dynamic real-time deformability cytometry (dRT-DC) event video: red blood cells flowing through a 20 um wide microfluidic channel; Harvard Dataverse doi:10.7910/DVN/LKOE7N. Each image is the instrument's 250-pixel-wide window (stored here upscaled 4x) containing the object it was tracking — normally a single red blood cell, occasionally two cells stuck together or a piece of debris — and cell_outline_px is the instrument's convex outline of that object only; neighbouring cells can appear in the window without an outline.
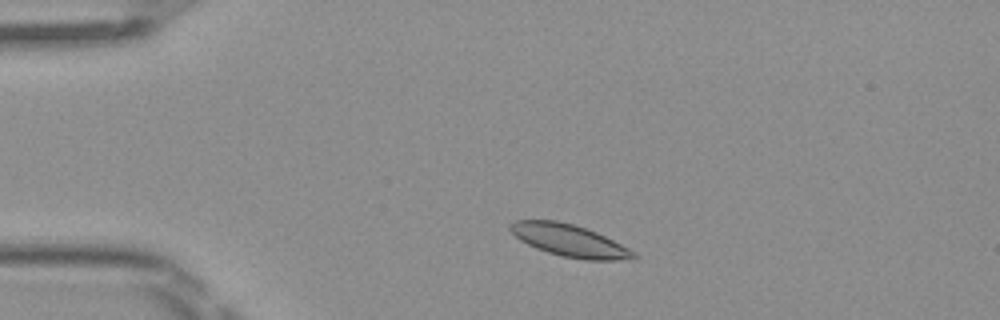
{"species": "Egyptian fruit bat (a non-hibernating species)", "species_latin": "Rousettus aegyptiacus", "temperature_condition": "room temperature", "stored_images_in_passage": 46, "camera_frame_rate_fps": 3000, "um_per_image_px": 0.085, "frame": {"image": 1, "passage_image": 6, "time_ms": 1.667, "image_size_px": [1000, 320], "cell_outline_px": [[636, 260], [584, 260], [560, 256], [536, 248], [520, 240], [508, 228], [508, 224], [516, 220], [556, 220], [572, 224], [596, 232], [628, 248], [636, 256]], "centroid_in_image_um": [48.38, 20.45], "position_along_channel_um": 36.6, "area_um2": 22.95}}
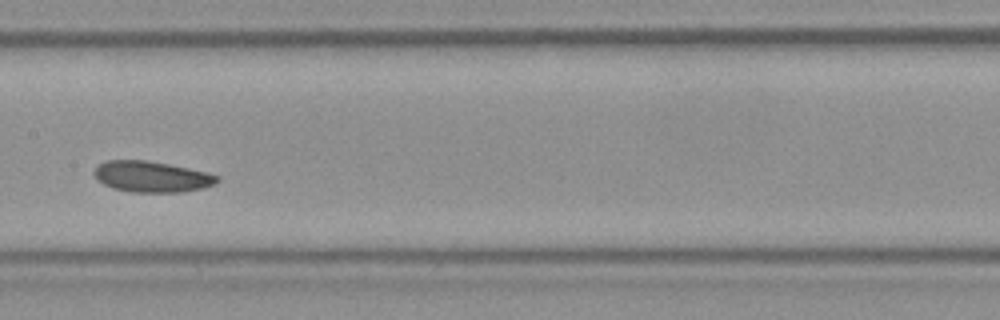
{"frame": {"image": 2, "passage_image": 21, "time_ms": 6.667, "image_size_px": [1000, 320], "cell_outline_px": [[220, 180], [216, 184], [204, 188], [180, 192], [132, 192], [112, 188], [96, 180], [92, 172], [104, 160], [148, 160], [208, 172], [220, 176]], "centroid_in_image_um": [12.9, 15.02], "position_along_channel_um": 194.5, "area_um2": 22.43}}
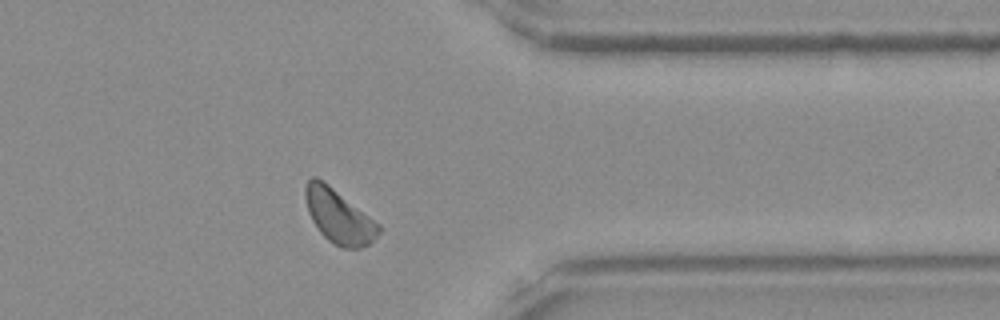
{"frame": {"image": 3, "passage_image": 36, "time_ms": 11.667, "image_size_px": [1000, 320], "cell_outline_px": [[380, 232], [368, 244], [360, 248], [340, 248], [332, 244], [320, 232], [312, 220], [308, 212], [304, 196], [304, 188], [308, 180], [312, 176], [316, 176], [328, 184], [380, 224]], "centroid_in_image_um": [28.77, 18.39], "position_along_channel_um": 382.6, "area_um2": 22.95}, "authors_computed_cell_mechanics": {"area_um2": 22.253, "velocity_mm_per_s": 3.9621, "shape_relaxation_time_tau1_ms": 5.6648, "shape_relaxation_time_tau2_ms": 5.0649, "deformation_change_tau1": 0.086, "deformation_change_tau2": 0.1124}}